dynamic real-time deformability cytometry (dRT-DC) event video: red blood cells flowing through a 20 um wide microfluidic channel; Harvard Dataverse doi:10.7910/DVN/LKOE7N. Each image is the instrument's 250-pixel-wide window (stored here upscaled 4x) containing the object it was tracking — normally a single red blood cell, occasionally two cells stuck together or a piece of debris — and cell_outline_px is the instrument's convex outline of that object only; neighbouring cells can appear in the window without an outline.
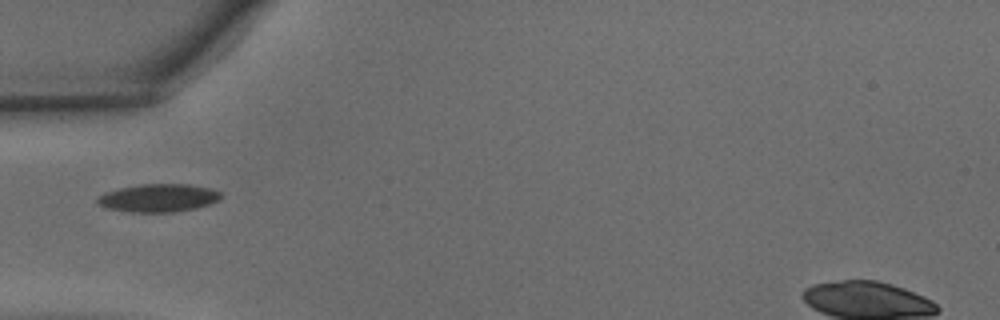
{"species": "common noctule bat (a hibernating species)", "species_latin": "Nyctalus noctula", "temperature_condition": "warm", "stored_images_in_passage": 32, "camera_frame_rate_fps": 3000, "um_per_image_px": 0.085, "animal": {"sex": "male", "body_mass_g": 15.6}, "frame": {"image": 1, "passage_image": 1, "time_ms": 0.0, "image_size_px": [1000, 320], "cell_outline_px": [[224, 196], [220, 200], [196, 208], [176, 212], [132, 212], [108, 208], [100, 204], [96, 200], [96, 196], [104, 192], [120, 188], [140, 184], [188, 184], [212, 188], [220, 192]], "centroid_in_image_um": [13.5, 16.82], "position_along_channel_um": 71.5, "area_um2": 20.29}}
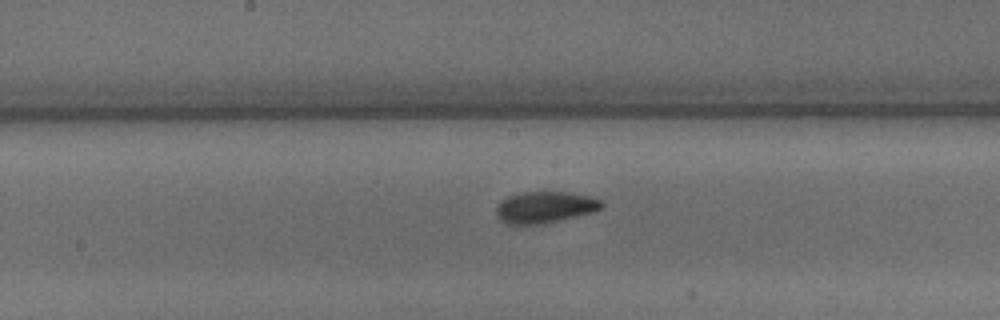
{"frame": {"image": 2, "passage_image": 10, "time_ms": 3.0, "image_size_px": [1000, 320], "cell_outline_px": [[604, 208], [592, 212], [556, 220], [536, 224], [508, 224], [500, 220], [496, 216], [496, 208], [500, 200], [508, 196], [524, 192], [568, 192], [588, 196], [600, 200], [604, 204]], "centroid_in_image_um": [46.28, 17.6], "position_along_channel_um": 201.9, "area_um2": 19.07}}
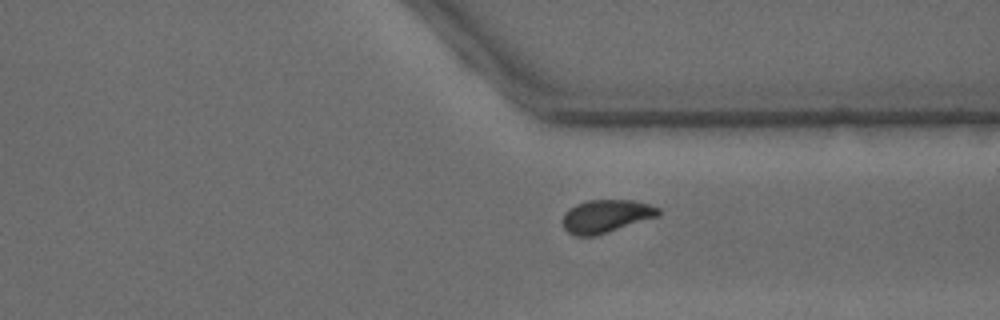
{"frame": {"image": 3, "passage_image": 21, "time_ms": 6.667, "image_size_px": [1000, 320], "cell_outline_px": [[660, 216], [608, 232], [592, 236], [572, 236], [564, 228], [564, 212], [568, 208], [576, 204], [588, 200], [632, 200], [648, 204], [660, 208]], "centroid_in_image_um": [51.52, 18.37], "position_along_channel_um": 359.9, "area_um2": 18.44}, "authors_computed_cell_mechanics": {"area_um2": 18.496, "velocity_mm_per_s": 4.3095, "shape_relaxation_time_tau1_ms": 2.4856, "shape_relaxation_time_tau2_ms": 2.0655, "deformation_change_tau1": 0.1059, "deformation_change_tau2": 0.0673}}